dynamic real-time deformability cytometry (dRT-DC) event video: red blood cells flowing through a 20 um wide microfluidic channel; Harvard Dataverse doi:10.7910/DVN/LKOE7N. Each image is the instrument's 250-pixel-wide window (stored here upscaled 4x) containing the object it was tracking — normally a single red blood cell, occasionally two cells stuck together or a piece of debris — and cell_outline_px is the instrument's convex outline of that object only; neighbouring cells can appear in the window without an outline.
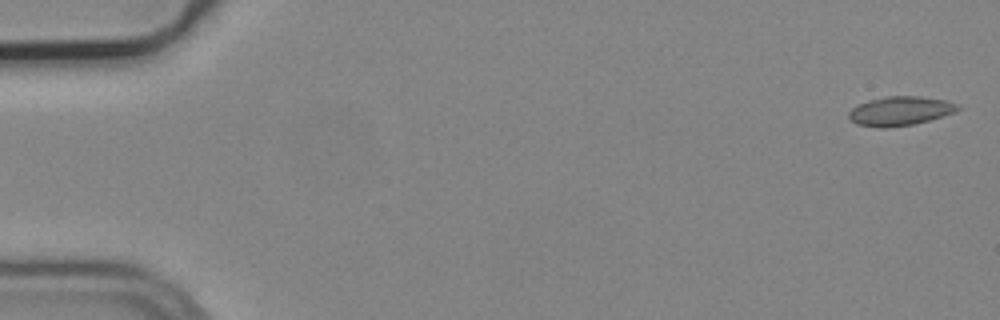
{"species": "common noctule bat (a hibernating species)", "species_latin": "Nyctalus noctula", "temperature_condition": "cold", "stored_images_in_passage": 6, "segment_of_instrument_passage": [2, 2], "camera_frame_rate_fps": 3000, "um_per_image_px": 0.085, "animal": {"sex": "male", "body_mass_g": 19.2, "forearm_length_mm": 51.8}, "frame": {"image": 1, "passage_image": 6, "time_ms": 1.667, "image_size_px": [1000, 320], "cell_outline_px": [[960, 108], [952, 112], [928, 120], [912, 124], [888, 128], [880, 128], [856, 124], [848, 116], [848, 112], [852, 108], [868, 100], [888, 96], [920, 96], [944, 100], [960, 104]], "centroid_in_image_um": [76.48, 9.43], "position_along_channel_um": 8.5, "area_um2": 18.26}}